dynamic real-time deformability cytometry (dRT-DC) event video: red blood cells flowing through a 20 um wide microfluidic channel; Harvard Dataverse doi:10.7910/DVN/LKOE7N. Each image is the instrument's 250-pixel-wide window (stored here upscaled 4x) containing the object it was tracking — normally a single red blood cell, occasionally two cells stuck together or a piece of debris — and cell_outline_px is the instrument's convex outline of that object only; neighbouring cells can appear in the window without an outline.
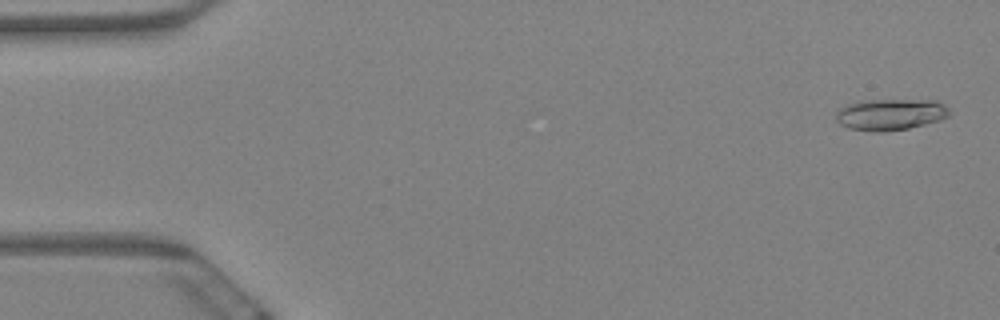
{"species": "Egyptian fruit bat (a non-hibernating species)", "species_latin": "Rousettus aegyptiacus", "temperature_condition": "warm", "stored_images_in_passage": 7, "camera_frame_rate_fps": 3000, "um_per_image_px": 0.085, "animal": {"sex": "female"}, "frame": {"image": 1, "passage_image": 1, "time_ms": 0.0, "image_size_px": [1000, 320], "cell_outline_px": [[948, 116], [940, 120], [908, 128], [880, 132], [876, 132], [848, 128], [840, 124], [836, 120], [836, 112], [840, 108], [848, 104], [860, 100], [936, 100], [944, 104], [948, 108]], "centroid_in_image_um": [75.66, 9.72], "position_along_channel_um": 9.3, "area_um2": 20.69}}
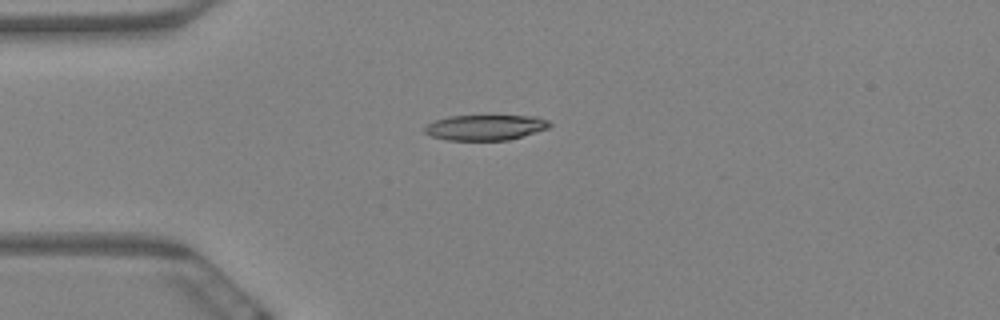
{"frame": {"image": 2, "passage_image": 5, "time_ms": 1.333, "image_size_px": [1000, 320], "cell_outline_px": [[552, 124], [548, 128], [508, 140], [448, 140], [432, 136], [424, 132], [424, 128], [428, 124], [436, 120], [448, 116], [536, 116], [548, 120]], "centroid_in_image_um": [41.26, 10.83], "position_along_channel_um": 43.7, "area_um2": 18.32}}
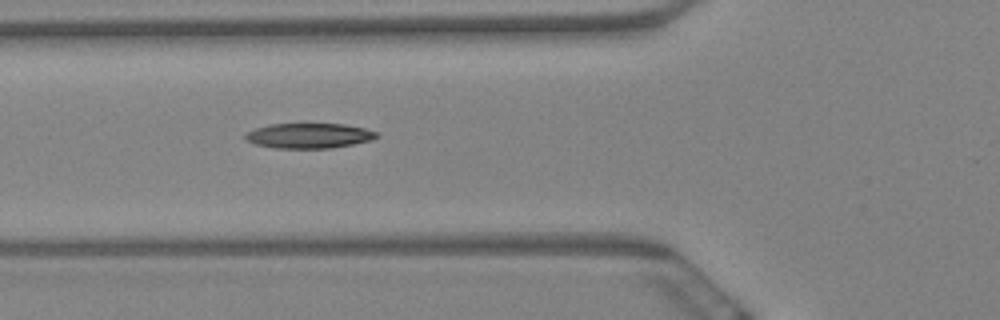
{"frame": {"image": 3, "passage_image": 7, "time_ms": 2.0, "image_size_px": [1000, 320], "cell_outline_px": [[380, 136], [372, 140], [332, 148], [276, 148], [256, 144], [244, 140], [244, 136], [248, 132], [256, 128], [268, 124], [344, 124], [364, 128], [380, 132]], "centroid_in_image_um": [26.3, 11.53], "position_along_channel_um": 99.5, "area_um2": 19.25}}